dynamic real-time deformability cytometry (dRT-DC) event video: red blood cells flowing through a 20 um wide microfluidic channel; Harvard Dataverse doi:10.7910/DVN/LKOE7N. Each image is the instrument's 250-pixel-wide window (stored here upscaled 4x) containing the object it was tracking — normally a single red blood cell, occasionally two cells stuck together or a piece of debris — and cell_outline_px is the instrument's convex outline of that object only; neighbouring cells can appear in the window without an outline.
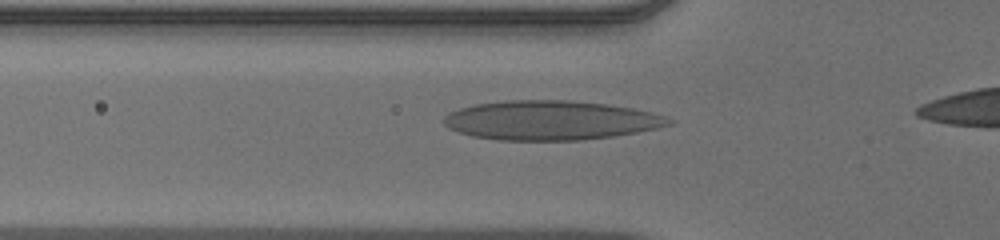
{"species": "human", "species_latin": "Homo sapiens", "temperature_condition": "warm", "stored_images_in_passage": 33, "camera_frame_rate_fps": 3000, "um_per_image_px": 0.085, "donor": {"sex": "male"}, "frame": {"image": 1, "passage_image": 5, "time_ms": 1.333, "image_size_px": [1000, 240], "cell_outline_px": [[676, 120], [672, 124], [656, 128], [636, 132], [612, 136], [580, 140], [500, 140], [472, 136], [448, 128], [444, 124], [444, 116], [448, 112], [460, 108], [476, 104], [504, 100], [572, 100], [608, 104], [632, 108], [652, 112]], "centroid_in_image_um": [46.81, 10.22], "position_along_channel_um": 79.0, "area_um2": 51.62}}
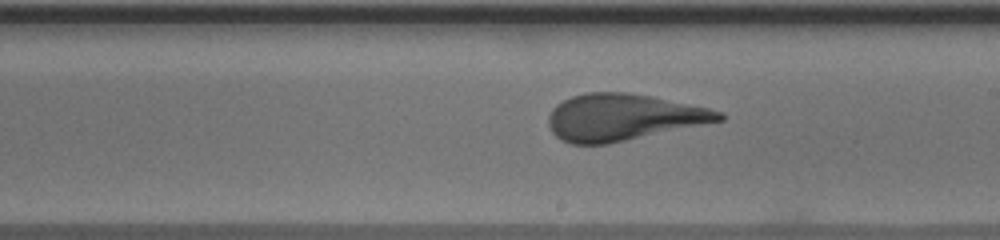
{"frame": {"image": 2, "passage_image": 17, "time_ms": 5.333, "image_size_px": [1000, 240], "cell_outline_px": [[724, 120], [608, 144], [572, 144], [560, 140], [552, 132], [548, 124], [548, 116], [552, 108], [556, 104], [572, 96], [588, 92], [624, 92], [652, 96], [708, 108], [724, 112]], "centroid_in_image_um": [52.94, 9.97], "position_along_channel_um": 236.1, "area_um2": 46.3}}
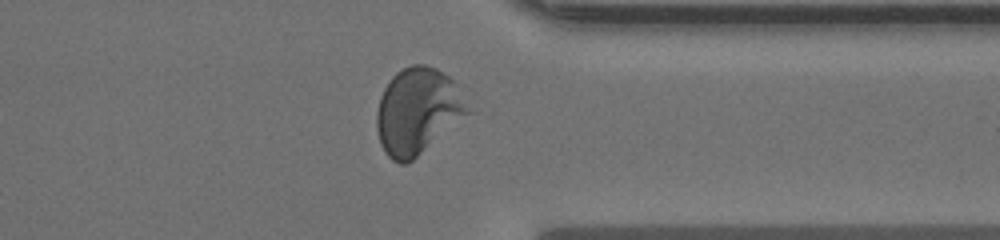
{"frame": {"image": 3, "passage_image": 28, "time_ms": 9.0, "image_size_px": [1000, 240], "cell_outline_px": [[476, 112], [408, 164], [400, 164], [392, 160], [384, 152], [380, 144], [376, 128], [376, 112], [380, 96], [384, 88], [392, 76], [396, 72], [412, 64], [424, 64], [436, 68], [456, 80]], "centroid_in_image_um": [35.6, 9.46], "position_along_channel_um": 375.8, "area_um2": 47.63}, "authors_computed_cell_mechanics": {"area_um2": 46.5868, "velocity_mm_per_s": 3.907, "shape_relaxation_time_tau1_ms": 5.8269, "shape_relaxation_time_tau2_ms": 0.8802, "deformation_change_tau1": 0.2378, "deformation_change_tau2": 0.0921}}